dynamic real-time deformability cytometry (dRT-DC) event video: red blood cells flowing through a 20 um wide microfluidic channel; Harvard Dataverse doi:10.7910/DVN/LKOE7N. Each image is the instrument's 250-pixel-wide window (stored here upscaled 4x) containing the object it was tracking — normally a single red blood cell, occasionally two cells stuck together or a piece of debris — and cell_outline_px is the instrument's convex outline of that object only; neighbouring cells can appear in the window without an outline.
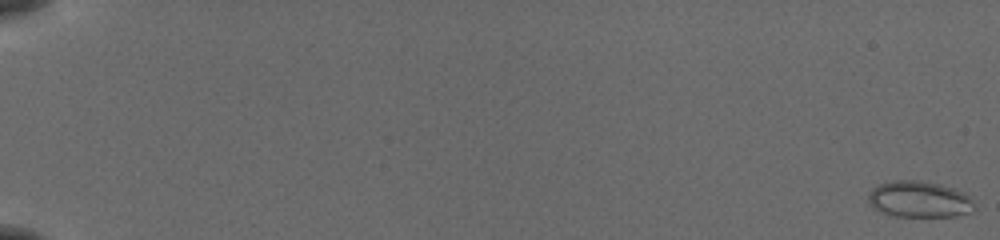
{"species": "common noctule bat (a hibernating species)", "species_latin": "Nyctalus noctula", "temperature_condition": "cold", "stored_images_in_passage": 56, "camera_frame_rate_fps": 3000, "um_per_image_px": 0.085, "animal": {"sex": "female", "body_mass_g": 19.5, "forearm_length_mm": 54.1}, "frame": {"image": 1, "passage_image": 1, "time_ms": 0.0, "image_size_px": [1000, 240], "cell_outline_px": [[976, 208], [972, 212], [956, 216], [896, 216], [872, 208], [868, 204], [868, 192], [872, 188], [880, 184], [892, 180], [924, 180], [940, 184], [964, 192], [968, 196]], "centroid_in_image_um": [78.12, 16.93], "position_along_channel_um": 6.9, "area_um2": 22.6}}
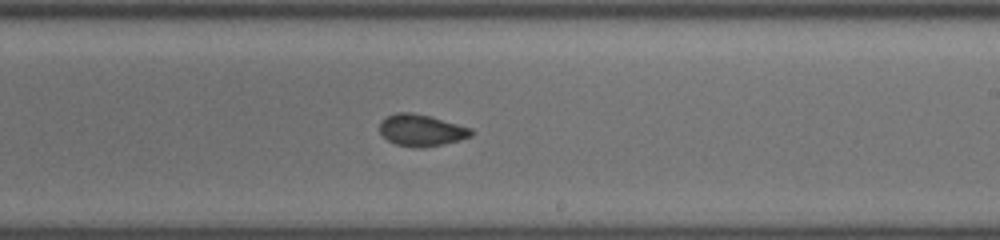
{"frame": {"image": 2, "passage_image": 36, "time_ms": 11.667, "image_size_px": [1000, 240], "cell_outline_px": [[476, 132], [472, 136], [460, 140], [444, 144], [424, 148], [412, 148], [396, 144], [388, 140], [380, 132], [380, 124], [388, 116], [396, 112], [412, 112], [432, 116], [472, 128]], "centroid_in_image_um": [35.88, 11.08], "position_along_channel_um": 253.1, "area_um2": 17.17}}
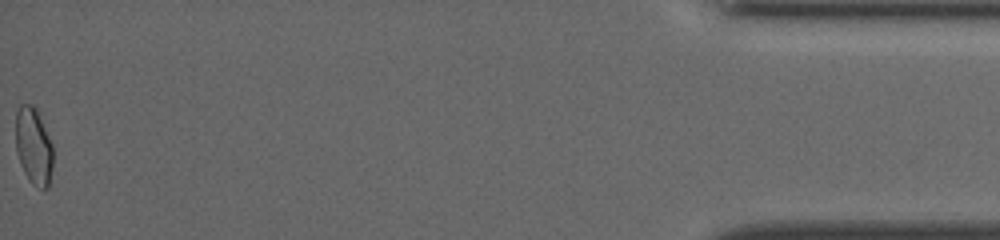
{"frame": {"image": 3, "passage_image": 56, "time_ms": 18.333, "image_size_px": [1000, 240], "cell_outline_px": [[52, 168], [48, 188], [40, 188], [32, 184], [28, 180], [20, 164], [16, 152], [16, 112], [20, 104], [32, 104], [36, 108], [52, 144]], "centroid_in_image_um": [2.84, 12.43], "position_along_channel_um": 432.4, "area_um2": 16.76}, "authors_computed_cell_mechanics": {"area_um2": 17.629, "velocity_mm_per_s": 3.9069, "shape_relaxation_time_tau1_ms": null, "shape_relaxation_time_tau2_ms": 1.6119, "deformation_change_tau1": null, "deformation_change_tau2": 0.0547}}